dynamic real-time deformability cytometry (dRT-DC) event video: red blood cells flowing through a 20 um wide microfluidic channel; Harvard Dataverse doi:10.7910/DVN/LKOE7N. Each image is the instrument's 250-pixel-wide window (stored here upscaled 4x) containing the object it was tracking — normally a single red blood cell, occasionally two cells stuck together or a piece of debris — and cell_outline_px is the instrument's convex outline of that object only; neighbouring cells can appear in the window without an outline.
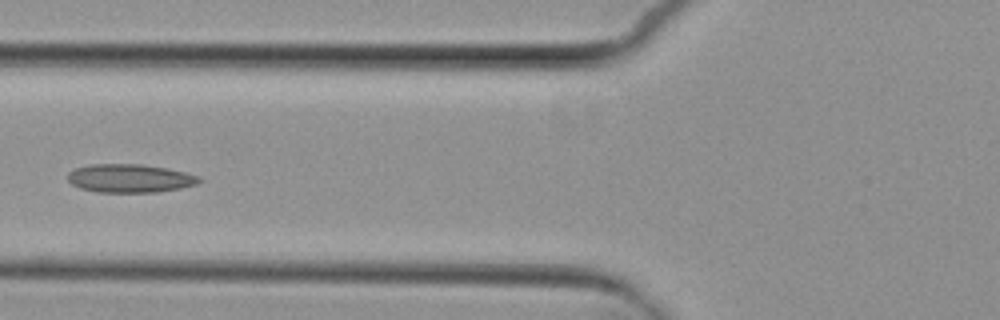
{"species": "common noctule bat (a hibernating species)", "species_latin": "Nyctalus noctula", "temperature_condition": "cold", "stored_images_in_passage": 5, "camera_frame_rate_fps": 3000, "um_per_image_px": 0.085, "animal": {"sex": "female", "body_mass_g": 29.2, "forearm_length_mm": 56.3}, "frame": {"image": 1, "passage_image": 5, "time_ms": 4.667, "image_size_px": [1000, 320], "cell_outline_px": [[204, 180], [196, 184], [180, 188], [156, 192], [96, 192], [80, 188], [72, 184], [68, 180], [68, 172], [76, 168], [92, 164], [140, 164], [168, 168], [200, 176]], "centroid_in_image_um": [11.06, 15.15], "position_along_channel_um": 114.7, "area_um2": 21.79}}